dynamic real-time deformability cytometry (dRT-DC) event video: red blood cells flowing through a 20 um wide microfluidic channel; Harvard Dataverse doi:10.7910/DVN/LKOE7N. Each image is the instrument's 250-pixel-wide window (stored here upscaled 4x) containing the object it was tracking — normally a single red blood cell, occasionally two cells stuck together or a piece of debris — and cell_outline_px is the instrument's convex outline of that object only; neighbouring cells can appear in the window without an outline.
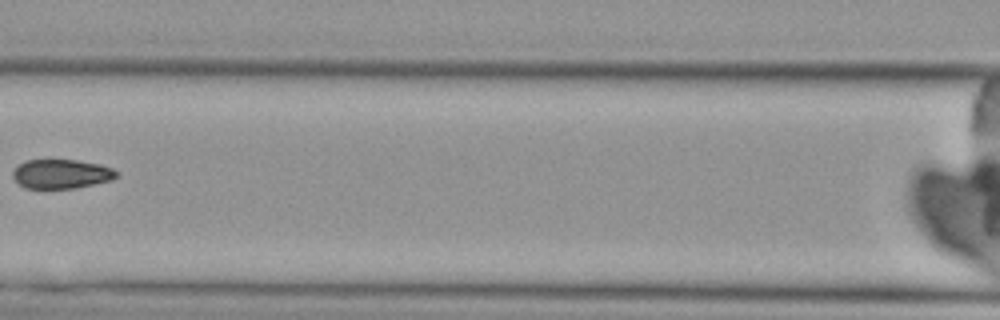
{"species": "Egyptian fruit bat (a non-hibernating species)", "species_latin": "Rousettus aegyptiacus", "temperature_condition": "cold", "stored_images_in_passage": 4, "camera_frame_rate_fps": 3000, "um_per_image_px": 0.085, "animal": {"sex": "female"}, "frame": {"image": 1, "passage_image": 3, "time_ms": 2.333, "image_size_px": [1000, 320], "cell_outline_px": [[120, 176], [112, 180], [76, 188], [24, 188], [12, 176], [12, 172], [24, 160], [76, 160], [100, 164], [112, 168], [120, 172]], "centroid_in_image_um": [5.27, 14.78], "position_along_channel_um": 161.3, "area_um2": 17.74}}
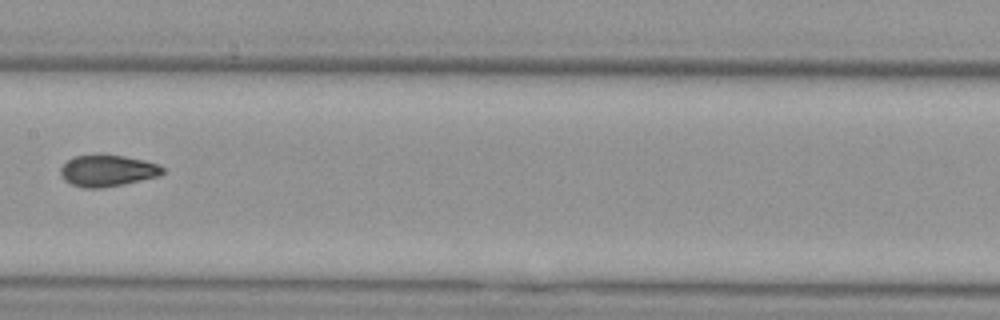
{"frame": {"image": 2, "passage_image": 4, "time_ms": 3.333, "image_size_px": [1000, 320], "cell_outline_px": [[164, 172], [160, 176], [124, 184], [100, 188], [84, 188], [72, 184], [64, 180], [60, 176], [60, 168], [72, 156], [96, 152], [124, 156], [144, 160], [160, 164], [164, 168]], "centroid_in_image_um": [9.12, 14.47], "position_along_channel_um": 198.3, "area_um2": 19.36}}